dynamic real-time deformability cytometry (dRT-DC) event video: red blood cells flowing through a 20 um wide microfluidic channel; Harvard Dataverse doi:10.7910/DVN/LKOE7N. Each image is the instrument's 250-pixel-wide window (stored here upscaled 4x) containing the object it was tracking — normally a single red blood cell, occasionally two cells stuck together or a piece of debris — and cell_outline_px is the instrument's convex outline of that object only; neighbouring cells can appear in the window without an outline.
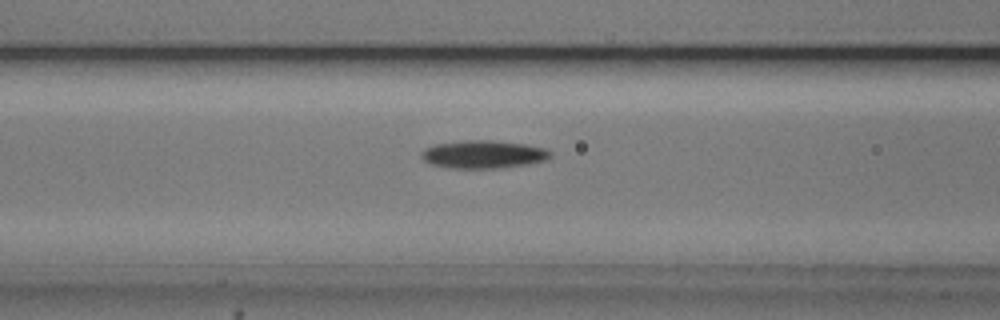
{"species": "common noctule bat (a hibernating species)", "species_latin": "Nyctalus noctula", "temperature_condition": "cold", "stored_images_in_passage": 41, "camera_frame_rate_fps": 3000, "um_per_image_px": 0.085, "animal": {"sex": "male", "body_mass_g": 20.5, "forearm_length_mm": 52.5}, "frame": {"image": 1, "passage_image": 9, "time_ms": 2.667, "image_size_px": [1000, 320], "cell_outline_px": [[552, 156], [544, 160], [524, 164], [500, 168], [452, 168], [432, 164], [424, 160], [420, 156], [420, 152], [424, 148], [436, 144], [464, 140], [492, 140], [524, 144], [544, 148], [552, 152]], "centroid_in_image_um": [41.05, 13.11], "position_along_channel_um": 125.5, "area_um2": 20.87}}
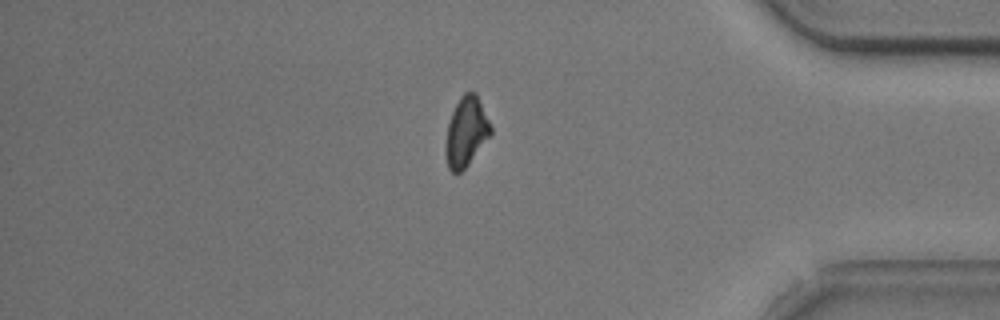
{"frame": {"image": 2, "passage_image": 33, "time_ms": 10.667, "image_size_px": [1000, 320], "cell_outline_px": [[492, 132], [468, 164], [460, 172], [452, 172], [448, 168], [444, 156], [444, 148], [448, 124], [452, 112], [460, 96], [464, 92], [476, 92], [492, 128]], "centroid_in_image_um": [39.59, 11.2], "position_along_channel_um": 395.6, "area_um2": 18.15}}
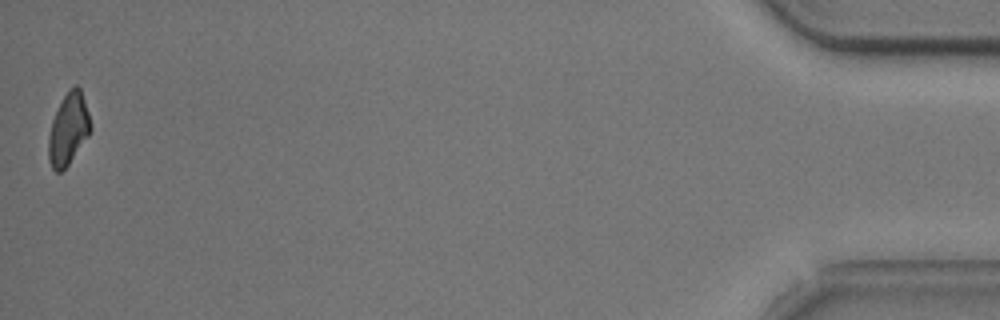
{"frame": {"image": 3, "passage_image": 41, "time_ms": 13.333, "image_size_px": [1000, 320], "cell_outline_px": [[92, 128], [88, 136], [68, 164], [60, 172], [56, 172], [52, 168], [48, 160], [48, 136], [52, 120], [64, 96], [72, 84], [76, 84], [80, 88], [88, 112]], "centroid_in_image_um": [5.8, 10.97], "position_along_channel_um": 429.4, "area_um2": 17.4}, "authors_computed_cell_mechanics": {"area_um2": 19.2474, "velocity_mm_per_s": 3.7439, "shape_relaxation_time_tau1_ms": 2.2357, "shape_relaxation_time_tau2_ms": null, "deformation_change_tau1": 0.1062, "deformation_change_tau2": null}}